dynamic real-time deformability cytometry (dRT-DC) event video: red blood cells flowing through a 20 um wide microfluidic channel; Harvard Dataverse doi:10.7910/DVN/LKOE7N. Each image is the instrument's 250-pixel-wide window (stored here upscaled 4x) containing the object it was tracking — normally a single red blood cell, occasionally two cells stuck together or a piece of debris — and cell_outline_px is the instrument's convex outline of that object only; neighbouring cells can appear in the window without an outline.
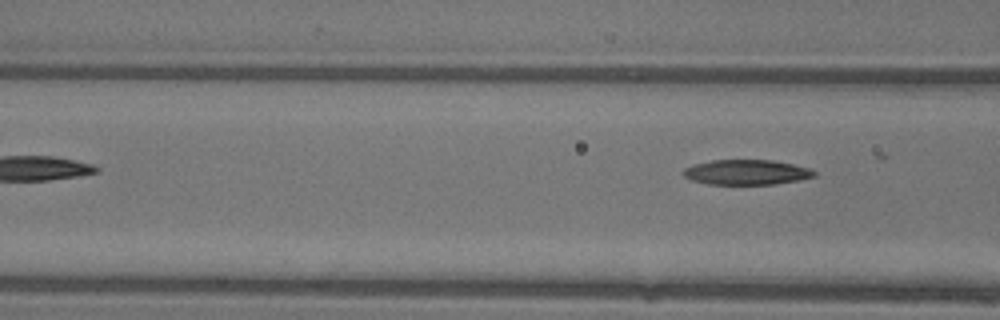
{"species": "common noctule bat (a hibernating species)", "species_latin": "Nyctalus noctula", "temperature_condition": "warm", "stored_images_in_passage": 4, "camera_frame_rate_fps": 3000, "um_per_image_px": 0.085, "animal": {"sex": "female"}, "frame": {"image": 1, "passage_image": 4, "time_ms": 1.0, "image_size_px": [1000, 320], "cell_outline_px": [[816, 176], [800, 180], [776, 184], [708, 184], [692, 180], [684, 176], [684, 168], [692, 164], [712, 160], [772, 160], [792, 164], [808, 168], [816, 172]], "centroid_in_image_um": [63.45, 14.64], "position_along_channel_um": 103.1, "area_um2": 19.07}}